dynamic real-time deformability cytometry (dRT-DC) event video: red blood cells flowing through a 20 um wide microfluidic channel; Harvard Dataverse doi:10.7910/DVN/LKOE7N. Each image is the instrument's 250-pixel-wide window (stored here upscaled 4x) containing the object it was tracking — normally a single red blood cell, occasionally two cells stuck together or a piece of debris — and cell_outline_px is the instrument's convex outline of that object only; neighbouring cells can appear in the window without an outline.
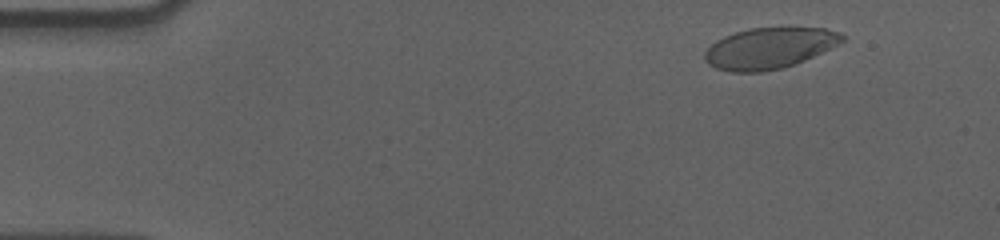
{"species": "human", "species_latin": "Homo sapiens", "temperature_condition": "cold", "stored_images_in_passage": 57, "camera_frame_rate_fps": 3000, "um_per_image_px": 0.085, "donor": {"sex": "male"}, "frame": {"image": 1, "passage_image": 6, "time_ms": 1.667, "image_size_px": [1000, 240], "cell_outline_px": [[844, 40], [804, 60], [784, 68], [760, 72], [732, 72], [716, 68], [708, 64], [704, 60], [704, 52], [716, 40], [724, 36], [736, 32], [752, 28], [824, 28], [840, 32], [844, 36]], "centroid_in_image_um": [65.34, 4.1], "position_along_channel_um": 19.7, "area_um2": 32.48}}
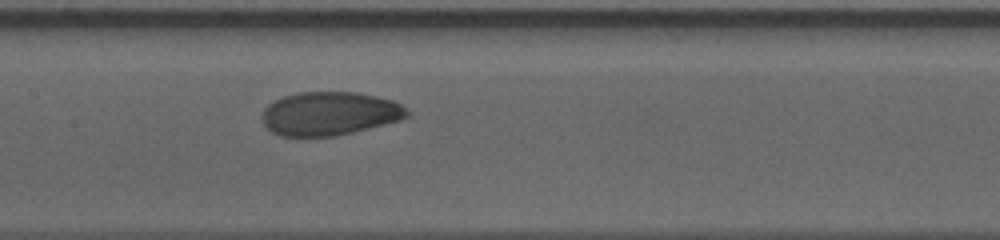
{"frame": {"image": 2, "passage_image": 28, "time_ms": 9.0, "image_size_px": [1000, 240], "cell_outline_px": [[408, 116], [400, 120], [336, 136], [280, 136], [272, 132], [264, 124], [260, 116], [264, 108], [268, 104], [284, 96], [300, 92], [356, 92], [376, 96], [392, 100], [400, 104], [408, 112]], "centroid_in_image_um": [27.97, 9.65], "position_along_channel_um": 179.4, "area_um2": 36.65}}
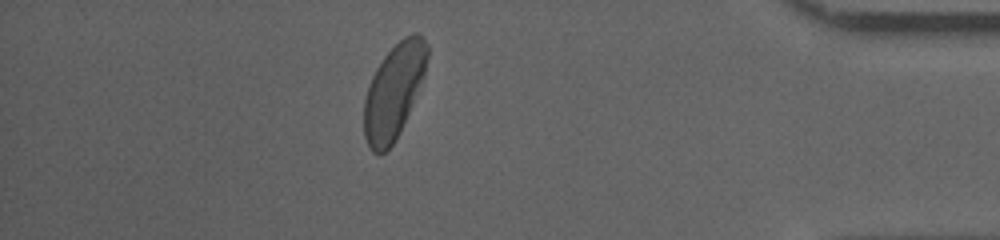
{"frame": {"image": 3, "passage_image": 50, "time_ms": 16.333, "image_size_px": [1000, 240], "cell_outline_px": [[428, 56], [424, 76], [396, 140], [380, 156], [372, 152], [364, 136], [364, 100], [372, 76], [376, 68], [384, 56], [404, 36], [412, 32], [416, 32], [428, 44]], "centroid_in_image_um": [33.47, 7.76], "position_along_channel_um": 401.7, "area_um2": 34.51}, "authors_computed_cell_mechanics": {"area_um2": 36.1828, "velocity_mm_per_s": 3.5669, "shape_relaxation_time_tau1_ms": 4.4054, "shape_relaxation_time_tau2_ms": 1.2802, "deformation_change_tau1": 0.1322, "deformation_change_tau2": 0.0427}}